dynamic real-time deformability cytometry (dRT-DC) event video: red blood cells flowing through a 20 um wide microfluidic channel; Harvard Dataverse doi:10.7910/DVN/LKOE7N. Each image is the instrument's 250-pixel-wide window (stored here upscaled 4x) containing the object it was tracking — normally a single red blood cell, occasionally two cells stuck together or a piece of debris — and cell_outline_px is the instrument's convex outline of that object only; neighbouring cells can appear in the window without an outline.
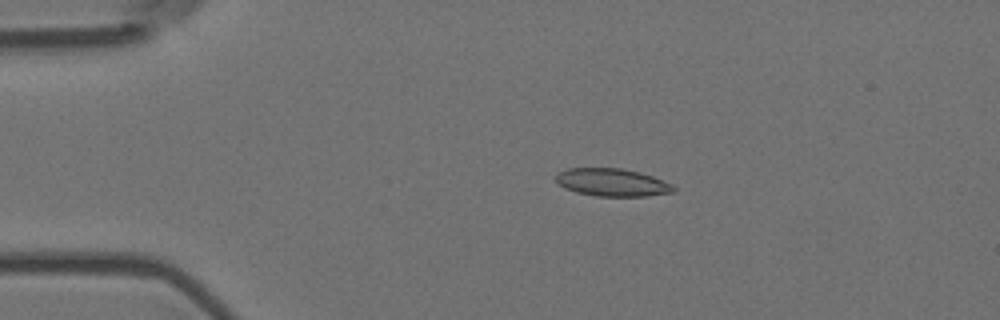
{"species": "Egyptian fruit bat (a non-hibernating species)", "species_latin": "Rousettus aegyptiacus", "temperature_condition": "room temperature", "stored_images_in_passage": 8, "camera_frame_rate_fps": 3000, "um_per_image_px": 0.085, "animal": {"sex": "female"}, "frame": {"image": 1, "passage_image": 4, "time_ms": 1.0, "image_size_px": [1000, 320], "cell_outline_px": [[676, 192], [648, 196], [596, 196], [576, 192], [564, 188], [556, 180], [556, 172], [568, 168], [620, 168], [640, 172], [652, 176], [672, 184], [676, 188]], "centroid_in_image_um": [52.05, 15.5], "position_along_channel_um": 33.0, "area_um2": 19.13}}
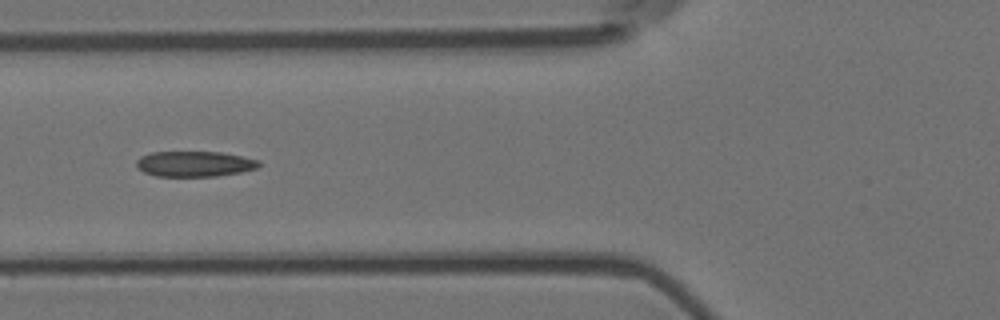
{"frame": {"image": 2, "passage_image": 7, "time_ms": 2.0, "image_size_px": [1000, 320], "cell_outline_px": [[260, 164], [256, 168], [240, 172], [216, 176], [156, 176], [144, 172], [136, 168], [136, 160], [140, 156], [152, 152], [220, 152], [260, 160]], "centroid_in_image_um": [16.49, 13.93], "position_along_channel_um": 109.3, "area_um2": 18.15}}
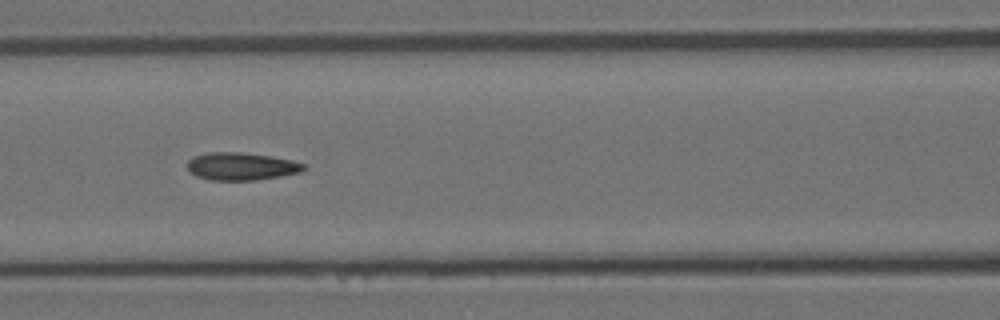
{"frame": {"image": 3, "passage_image": 8, "time_ms": 2.333, "image_size_px": [1000, 320], "cell_outline_px": [[308, 168], [300, 172], [280, 176], [256, 180], [208, 180], [196, 176], [188, 172], [188, 160], [192, 156], [208, 152], [240, 152], [272, 156], [292, 160], [304, 164]], "centroid_in_image_um": [20.49, 14.14], "position_along_channel_um": 146.1, "area_um2": 18.96}}